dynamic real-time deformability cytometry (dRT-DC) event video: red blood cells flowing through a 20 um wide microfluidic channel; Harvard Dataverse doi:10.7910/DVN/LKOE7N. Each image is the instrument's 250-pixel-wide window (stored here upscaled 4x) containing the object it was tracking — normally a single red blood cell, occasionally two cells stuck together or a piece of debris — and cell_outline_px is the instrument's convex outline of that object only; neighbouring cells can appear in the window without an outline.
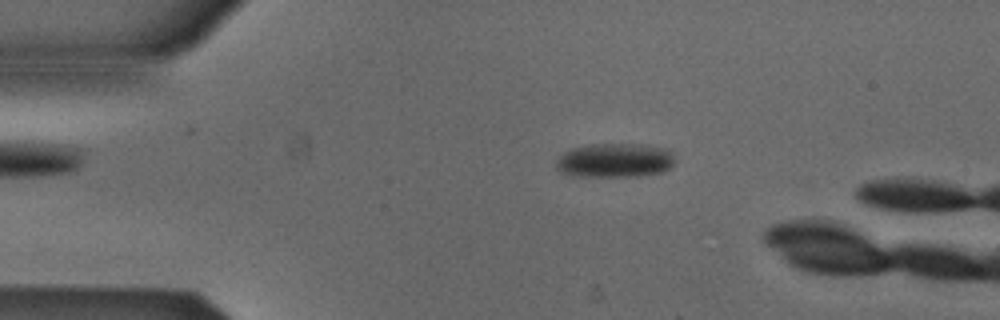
{"species": "Egyptian fruit bat (a non-hibernating species)", "species_latin": "Rousettus aegyptiacus", "temperature_condition": "cold", "stored_images_in_passage": 12, "camera_frame_rate_fps": 3000, "um_per_image_px": 0.085, "animal": {"sex": "male"}, "frame": {"image": 1, "passage_image": 6, "time_ms": 1.667, "image_size_px": [1000, 320], "cell_outline_px": [[672, 164], [668, 168], [660, 172], [636, 176], [580, 176], [560, 172], [556, 168], [556, 160], [564, 152], [572, 148], [588, 144], [640, 144], [660, 148], [668, 152], [672, 156]], "centroid_in_image_um": [52.17, 13.63], "position_along_channel_um": 32.8, "area_um2": 23.18}}